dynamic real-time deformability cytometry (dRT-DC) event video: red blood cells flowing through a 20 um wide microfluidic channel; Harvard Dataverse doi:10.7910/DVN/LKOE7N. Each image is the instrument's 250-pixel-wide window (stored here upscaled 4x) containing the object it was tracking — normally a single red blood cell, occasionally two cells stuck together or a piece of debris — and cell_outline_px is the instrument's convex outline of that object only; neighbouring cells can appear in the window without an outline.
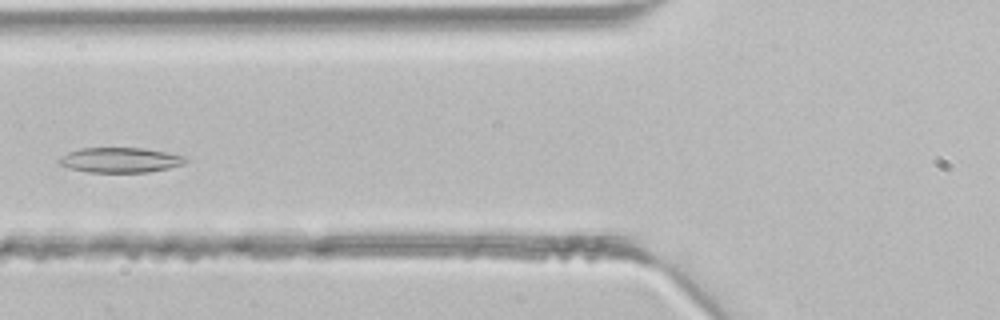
{"species": "common noctule bat (a hibernating species)", "species_latin": "Nyctalus noctula", "temperature_condition": "room temperature", "stored_images_in_passage": 42, "segment_of_instrument_passage": [1, 2], "camera_frame_rate_fps": 3000, "um_per_image_px": 0.085, "animal": {"sex": "male", "body_mass_g": 21.5, "forearm_length_mm": 52.0}, "frame": {"image": 1, "passage_image": 15, "time_ms": 4.667, "image_size_px": [1000, 320], "cell_outline_px": [[188, 160], [184, 164], [168, 168], [148, 172], [88, 172], [68, 168], [60, 164], [56, 160], [60, 156], [68, 152], [80, 148], [144, 148], [184, 156]], "centroid_in_image_um": [10.17, 13.6], "position_along_channel_um": 115.6, "area_um2": 18.44}}
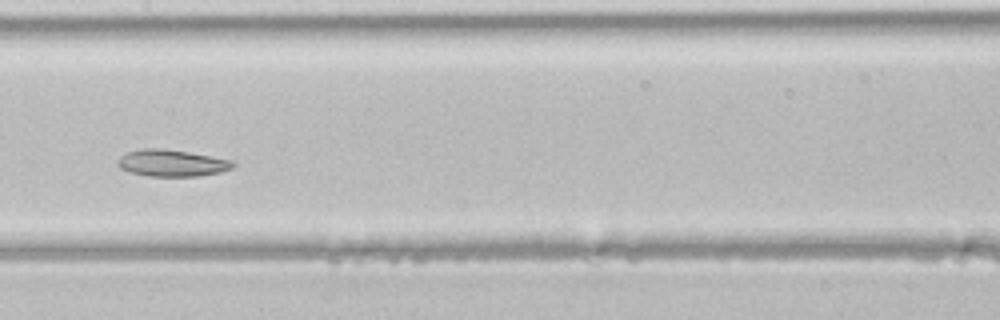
{"frame": {"image": 2, "passage_image": 20, "time_ms": 6.333, "image_size_px": [1000, 320], "cell_outline_px": [[236, 164], [232, 168], [220, 172], [200, 176], [148, 176], [128, 172], [120, 168], [116, 164], [116, 160], [120, 156], [128, 152], [140, 148], [160, 148], [188, 152], [232, 160]], "centroid_in_image_um": [14.56, 13.86], "position_along_channel_um": 192.8, "area_um2": 18.09}}
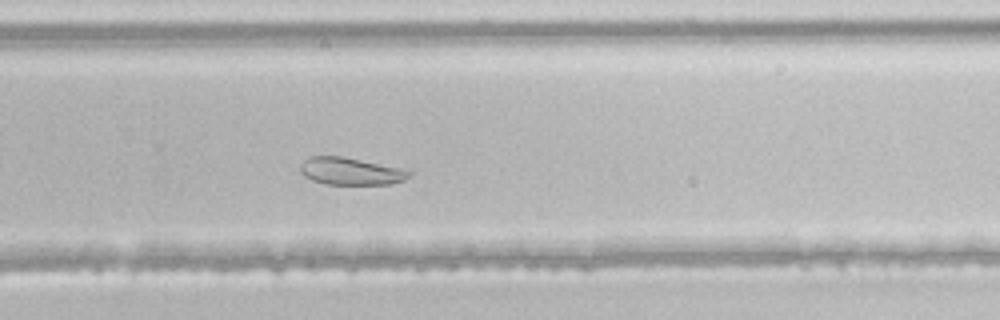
{"frame": {"image": 3, "passage_image": 27, "time_ms": 8.667, "image_size_px": [1000, 320], "cell_outline_px": [[412, 176], [404, 180], [392, 184], [324, 184], [312, 180], [304, 176], [300, 172], [300, 164], [308, 156], [340, 156], [400, 168], [412, 172]], "centroid_in_image_um": [29.78, 14.56], "position_along_channel_um": 300.0, "area_um2": 17.28}}